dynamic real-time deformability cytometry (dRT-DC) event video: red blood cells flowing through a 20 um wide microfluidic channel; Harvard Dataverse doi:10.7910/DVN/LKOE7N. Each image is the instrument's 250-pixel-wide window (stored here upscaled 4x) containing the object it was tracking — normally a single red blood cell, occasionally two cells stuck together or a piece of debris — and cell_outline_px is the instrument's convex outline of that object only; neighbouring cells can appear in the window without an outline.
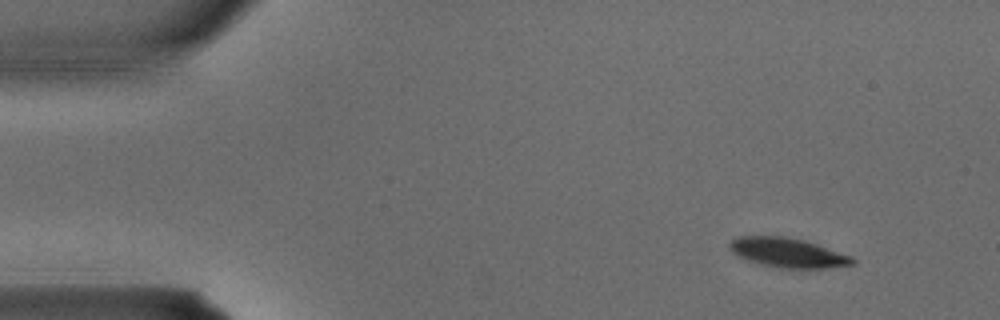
{"species": "common noctule bat (a hibernating species)", "species_latin": "Nyctalus noctula", "temperature_condition": "warm", "stored_images_in_passage": 4, "camera_frame_rate_fps": 3000, "um_per_image_px": 0.085, "animal": {"sex": "male", "body_mass_g": 15.6}, "frame": {"image": 1, "passage_image": 1, "time_ms": 0.0, "image_size_px": [1000, 320], "cell_outline_px": [[856, 264], [824, 268], [784, 268], [760, 264], [748, 260], [732, 252], [728, 248], [728, 244], [736, 236], [784, 236], [804, 240], [852, 256], [856, 260]], "centroid_in_image_um": [66.96, 21.47], "position_along_channel_um": 18.0, "area_um2": 21.04}}
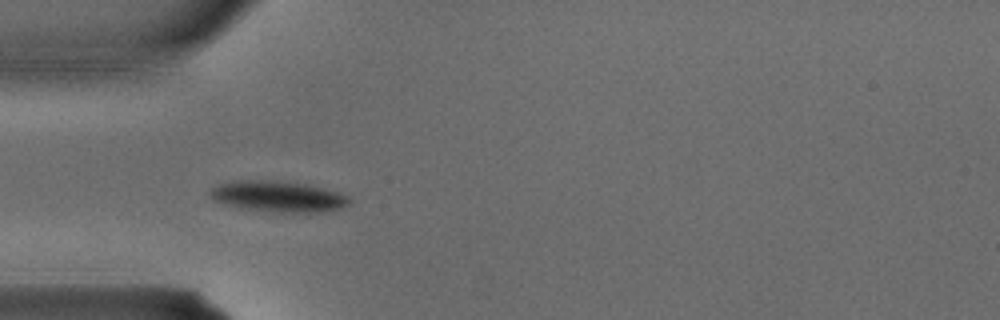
{"frame": {"image": 2, "passage_image": 3, "time_ms": 0.667, "image_size_px": [1000, 320], "cell_outline_px": [[352, 200], [348, 204], [340, 208], [324, 212], [276, 212], [240, 208], [224, 204], [212, 200], [208, 192], [212, 188], [220, 184], [232, 180], [276, 180], [308, 184], [340, 192], [348, 196]], "centroid_in_image_um": [23.63, 16.69], "position_along_channel_um": 61.4, "area_um2": 25.43}}
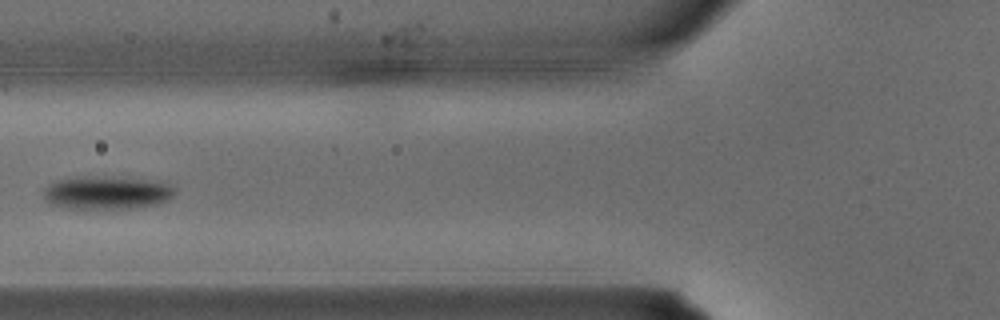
{"frame": {"image": 3, "passage_image": 4, "time_ms": 1.0, "image_size_px": [1000, 320], "cell_outline_px": [[176, 192], [168, 200], [156, 204], [136, 208], [100, 212], [60, 208], [44, 200], [44, 188], [48, 184], [56, 180], [88, 176], [96, 176], [168, 180], [176, 188]], "centroid_in_image_um": [9.12, 16.41], "position_along_channel_um": 116.7, "area_um2": 27.05}}